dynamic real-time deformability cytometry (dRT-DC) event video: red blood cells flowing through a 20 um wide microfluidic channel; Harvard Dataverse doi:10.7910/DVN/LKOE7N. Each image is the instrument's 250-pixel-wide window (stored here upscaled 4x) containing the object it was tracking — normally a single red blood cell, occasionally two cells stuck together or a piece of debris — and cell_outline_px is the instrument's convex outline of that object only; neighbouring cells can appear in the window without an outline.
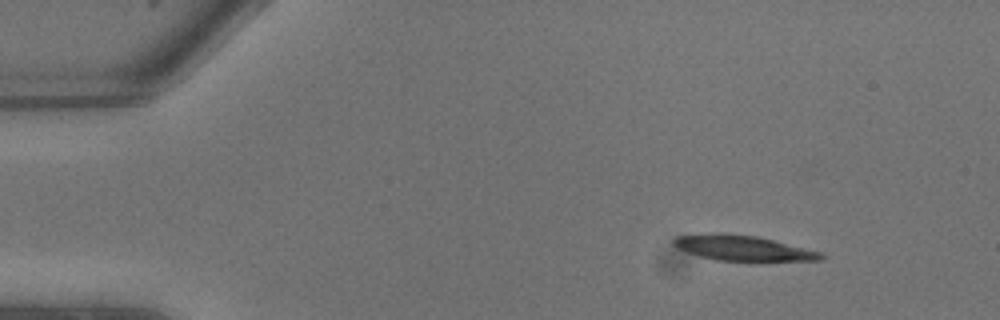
{"species": "common noctule bat (a hibernating species)", "species_latin": "Nyctalus noctula", "temperature_condition": "warm", "stored_images_in_passage": 9, "camera_frame_rate_fps": 3000, "um_per_image_px": 0.085, "animal": {"sex": "male", "body_mass_g": 13.3}, "frame": {"image": 1, "passage_image": 1, "time_ms": 0.0, "image_size_px": [1000, 320], "cell_outline_px": [[828, 256], [824, 260], [716, 260], [700, 256], [688, 252], [672, 244], [672, 240], [676, 236], [712, 232], [724, 232], [756, 236], [820, 252]], "centroid_in_image_um": [63.1, 21.06], "position_along_channel_um": 21.9, "area_um2": 21.39}}
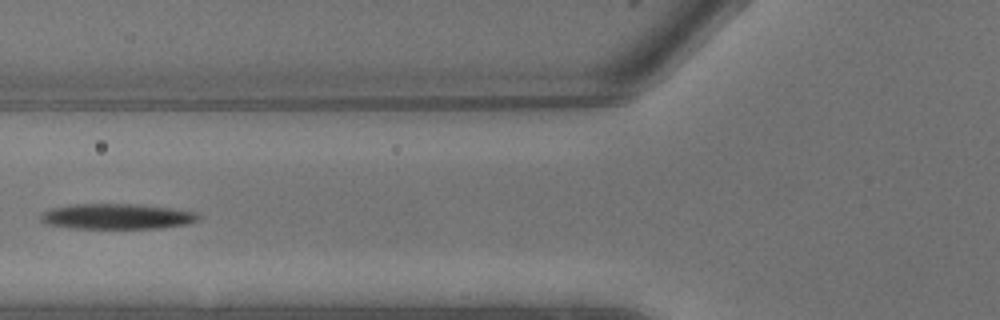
{"frame": {"image": 2, "passage_image": 7, "time_ms": 2.0, "image_size_px": [1000, 320], "cell_outline_px": [[200, 216], [196, 220], [184, 224], [160, 228], [76, 228], [48, 224], [40, 220], [40, 216], [44, 212], [52, 208], [72, 204], [140, 204], [176, 208], [196, 212]], "centroid_in_image_um": [9.96, 18.38], "position_along_channel_um": 115.8, "area_um2": 23.24}}
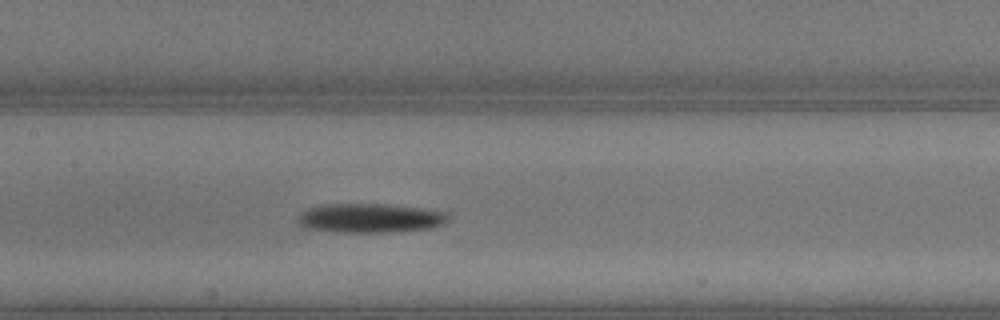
{"frame": {"image": 3, "passage_image": 9, "time_ms": 2.667, "image_size_px": [1000, 320], "cell_outline_px": [[448, 220], [444, 224], [428, 228], [384, 232], [348, 232], [308, 228], [300, 224], [296, 220], [308, 208], [324, 204], [388, 204], [428, 208], [448, 212]], "centroid_in_image_um": [31.53, 18.51], "position_along_channel_um": 175.9, "area_um2": 25.37}}